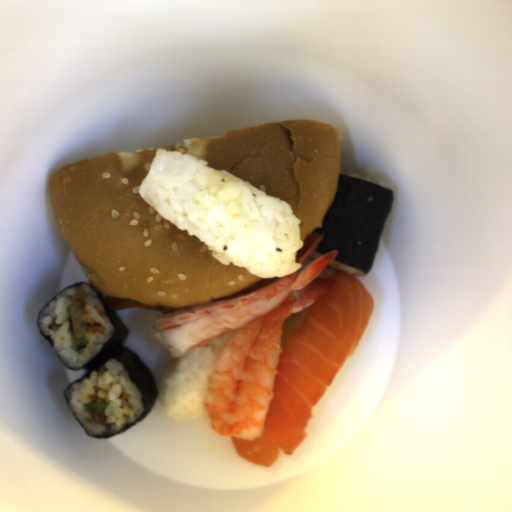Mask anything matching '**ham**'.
Segmentation results:
<instances>
[{
	"label": "ham",
	"mask_w": 512,
	"mask_h": 512,
	"mask_svg": "<svg viewBox=\"0 0 512 512\" xmlns=\"http://www.w3.org/2000/svg\"><path fill=\"white\" fill-rule=\"evenodd\" d=\"M91 419L98 424H103L104 426H106L108 424L103 412L101 414H93L92 413Z\"/></svg>",
	"instance_id": "obj_1"
}]
</instances>
